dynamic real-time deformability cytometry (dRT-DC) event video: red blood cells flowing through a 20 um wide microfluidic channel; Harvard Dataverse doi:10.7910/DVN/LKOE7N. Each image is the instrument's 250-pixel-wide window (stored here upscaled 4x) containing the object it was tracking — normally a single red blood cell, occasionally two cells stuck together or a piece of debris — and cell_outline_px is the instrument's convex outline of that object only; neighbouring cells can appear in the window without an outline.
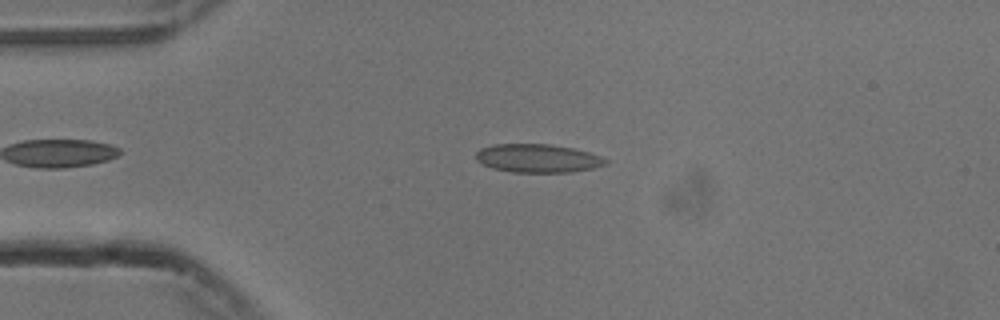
{"species": "common noctule bat (a hibernating species)", "species_latin": "Nyctalus noctula", "temperature_condition": "cold", "stored_images_in_passage": 45, "camera_frame_rate_fps": 3000, "um_per_image_px": 0.085, "animal": {"sex": "male", "body_mass_g": 13.3}, "frame": {"image": 1, "passage_image": 11, "time_ms": 3.333, "image_size_px": [1000, 320], "cell_outline_px": [[608, 164], [592, 168], [572, 172], [512, 172], [492, 168], [476, 160], [476, 152], [480, 148], [492, 144], [552, 144], [572, 148], [588, 152], [600, 156], [608, 160]], "centroid_in_image_um": [45.7, 13.45], "position_along_channel_um": 39.3, "area_um2": 21.5}}
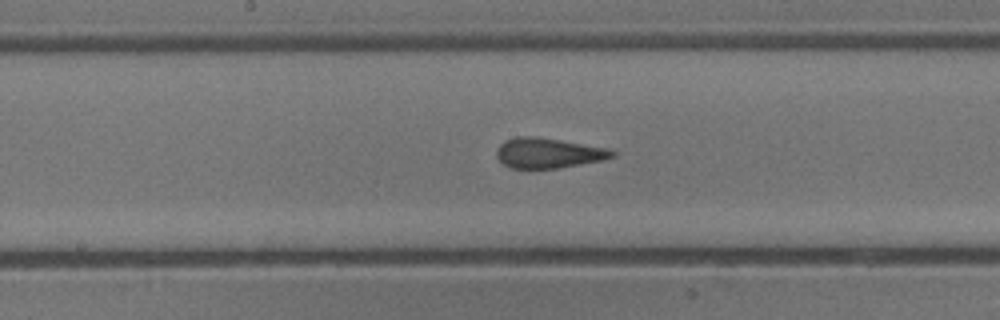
{"frame": {"image": 2, "passage_image": 26, "time_ms": 8.333, "image_size_px": [1000, 320], "cell_outline_px": [[616, 156], [604, 160], [560, 168], [512, 168], [504, 164], [496, 156], [496, 148], [504, 140], [516, 136], [536, 136], [608, 148], [616, 152]], "centroid_in_image_um": [46.61, 13.0], "position_along_channel_um": 201.6, "area_um2": 20.46}}
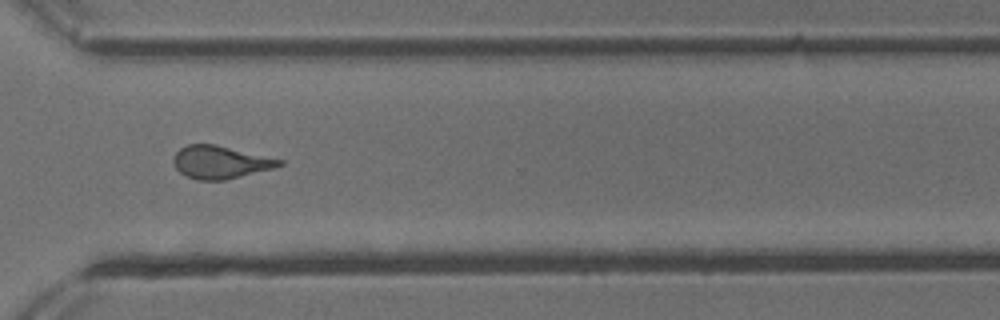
{"frame": {"image": 3, "passage_image": 38, "time_ms": 12.333, "image_size_px": [1000, 320], "cell_outline_px": [[284, 164], [272, 168], [224, 180], [196, 180], [180, 172], [176, 168], [172, 160], [176, 152], [180, 148], [188, 144], [216, 144], [284, 160]], "centroid_in_image_um": [18.71, 13.77], "position_along_channel_um": 351.9, "area_um2": 20.06}, "authors_computed_cell_mechanics": {"area_um2": 20.6924, "velocity_mm_per_s": 3.7644, "shape_relaxation_time_tau1_ms": 8.7249, "shape_relaxation_time_tau2_ms": 1.4486, "deformation_change_tau1": 0.1685, "deformation_change_tau2": 0.0756}}